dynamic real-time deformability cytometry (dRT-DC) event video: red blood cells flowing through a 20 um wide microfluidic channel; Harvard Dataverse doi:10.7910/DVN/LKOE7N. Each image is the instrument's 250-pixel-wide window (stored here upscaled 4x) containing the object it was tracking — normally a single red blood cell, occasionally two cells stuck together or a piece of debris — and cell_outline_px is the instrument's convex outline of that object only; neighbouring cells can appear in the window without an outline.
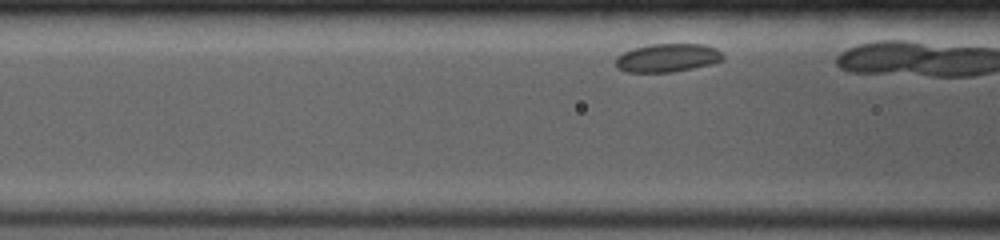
{"species": "common noctule bat (a hibernating species)", "species_latin": "Nyctalus noctula", "temperature_condition": "room temperature", "stored_images_in_passage": 18, "camera_frame_rate_fps": 4000, "um_per_image_px": 0.085, "animal": {"sex": "female", "body_mass_g": 19.0, "forearm_length_mm": 53.3}, "frame": {"image": 1, "passage_image": 3, "time_ms": 1.0, "image_size_px": [1000, 240], "cell_outline_px": [[724, 60], [692, 68], [672, 72], [624, 72], [616, 68], [616, 56], [632, 48], [648, 44], [704, 44], [716, 48], [724, 56]], "centroid_in_image_um": [56.7, 4.91], "position_along_channel_um": 109.9, "area_um2": 17.8}}